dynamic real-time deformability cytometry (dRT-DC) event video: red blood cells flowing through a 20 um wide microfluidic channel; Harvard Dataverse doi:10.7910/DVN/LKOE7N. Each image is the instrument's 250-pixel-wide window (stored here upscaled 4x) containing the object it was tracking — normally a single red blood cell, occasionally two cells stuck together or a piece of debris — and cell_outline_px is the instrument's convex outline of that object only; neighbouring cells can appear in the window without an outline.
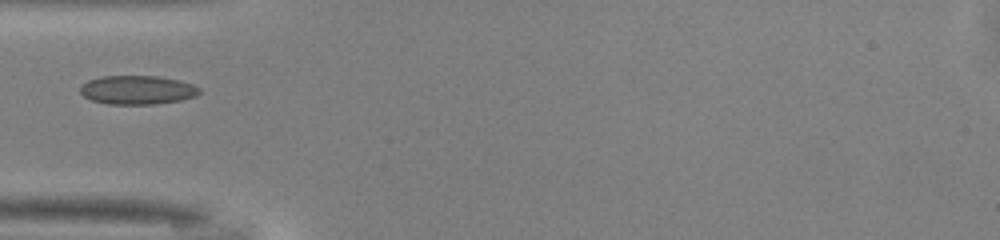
{"species": "common noctule bat (a hibernating species)", "species_latin": "Nyctalus noctula", "temperature_condition": "warm", "stored_images_in_passage": 24, "camera_frame_rate_fps": 3000, "um_per_image_px": 0.085, "animal": {"sex": "male", "body_mass_g": 13.0, "forearm_length_mm": 53.1}, "frame": {"image": 1, "passage_image": 1, "time_ms": 0.0, "image_size_px": [1000, 240], "cell_outline_px": [[200, 92], [196, 96], [180, 100], [156, 104], [108, 104], [92, 100], [84, 96], [80, 92], [80, 84], [88, 80], [100, 76], [156, 76], [180, 80], [192, 84], [200, 88]], "centroid_in_image_um": [11.66, 7.64], "position_along_channel_um": 73.3, "area_um2": 20.11}}
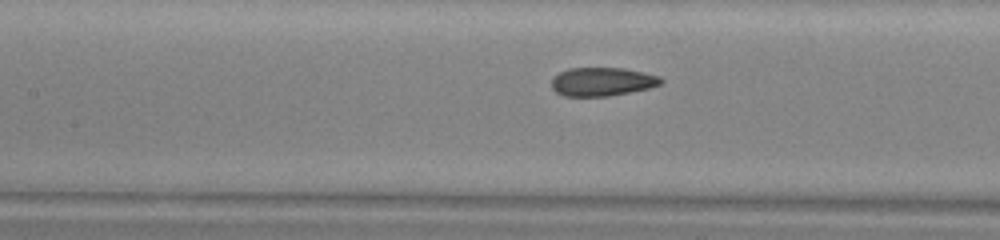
{"frame": {"image": 2, "passage_image": 7, "time_ms": 2.0, "image_size_px": [1000, 240], "cell_outline_px": [[664, 80], [660, 84], [648, 88], [608, 96], [564, 96], [556, 92], [552, 88], [552, 80], [560, 72], [568, 68], [624, 68], [660, 76]], "centroid_in_image_um": [51.18, 6.94], "position_along_channel_um": 156.2, "area_um2": 18.03}}
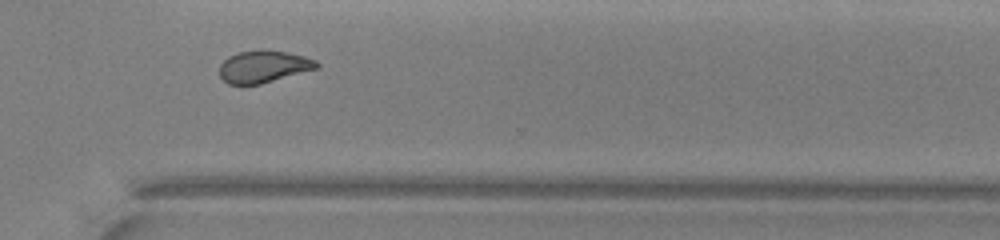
{"frame": {"image": 3, "passage_image": 21, "time_ms": 6.667, "image_size_px": [1000, 240], "cell_outline_px": [[320, 68], [260, 84], [228, 84], [220, 76], [220, 64], [228, 56], [236, 52], [288, 52], [304, 56], [316, 60], [320, 64]], "centroid_in_image_um": [22.43, 5.69], "position_along_channel_um": 348.2, "area_um2": 17.8}}